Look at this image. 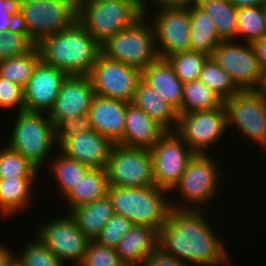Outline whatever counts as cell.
I'll use <instances>...</instances> for the list:
<instances>
[{
  "label": "cell",
  "mask_w": 266,
  "mask_h": 266,
  "mask_svg": "<svg viewBox=\"0 0 266 266\" xmlns=\"http://www.w3.org/2000/svg\"><path fill=\"white\" fill-rule=\"evenodd\" d=\"M167 193L156 185L142 188L109 186L107 196L114 214L127 218L134 225L160 231L172 209Z\"/></svg>",
  "instance_id": "cell-3"
},
{
  "label": "cell",
  "mask_w": 266,
  "mask_h": 266,
  "mask_svg": "<svg viewBox=\"0 0 266 266\" xmlns=\"http://www.w3.org/2000/svg\"><path fill=\"white\" fill-rule=\"evenodd\" d=\"M160 231L149 226L133 225L115 248L126 266H141L159 247Z\"/></svg>",
  "instance_id": "cell-22"
},
{
  "label": "cell",
  "mask_w": 266,
  "mask_h": 266,
  "mask_svg": "<svg viewBox=\"0 0 266 266\" xmlns=\"http://www.w3.org/2000/svg\"><path fill=\"white\" fill-rule=\"evenodd\" d=\"M8 266H23L16 257L12 259V261L8 264Z\"/></svg>",
  "instance_id": "cell-50"
},
{
  "label": "cell",
  "mask_w": 266,
  "mask_h": 266,
  "mask_svg": "<svg viewBox=\"0 0 266 266\" xmlns=\"http://www.w3.org/2000/svg\"><path fill=\"white\" fill-rule=\"evenodd\" d=\"M67 213L73 218L78 229L89 240H95L100 235L106 223L114 215L108 196L85 205L71 208Z\"/></svg>",
  "instance_id": "cell-25"
},
{
  "label": "cell",
  "mask_w": 266,
  "mask_h": 266,
  "mask_svg": "<svg viewBox=\"0 0 266 266\" xmlns=\"http://www.w3.org/2000/svg\"><path fill=\"white\" fill-rule=\"evenodd\" d=\"M181 114L212 110L220 107L223 100L199 79L183 84Z\"/></svg>",
  "instance_id": "cell-30"
},
{
  "label": "cell",
  "mask_w": 266,
  "mask_h": 266,
  "mask_svg": "<svg viewBox=\"0 0 266 266\" xmlns=\"http://www.w3.org/2000/svg\"><path fill=\"white\" fill-rule=\"evenodd\" d=\"M101 53L109 59L144 71L159 58L148 17L143 15L129 28L109 37L101 44Z\"/></svg>",
  "instance_id": "cell-6"
},
{
  "label": "cell",
  "mask_w": 266,
  "mask_h": 266,
  "mask_svg": "<svg viewBox=\"0 0 266 266\" xmlns=\"http://www.w3.org/2000/svg\"><path fill=\"white\" fill-rule=\"evenodd\" d=\"M141 266H186L180 260H177L173 255L166 253L158 247L151 253L142 263Z\"/></svg>",
  "instance_id": "cell-44"
},
{
  "label": "cell",
  "mask_w": 266,
  "mask_h": 266,
  "mask_svg": "<svg viewBox=\"0 0 266 266\" xmlns=\"http://www.w3.org/2000/svg\"><path fill=\"white\" fill-rule=\"evenodd\" d=\"M143 15V3L99 0L77 4V21L100 45Z\"/></svg>",
  "instance_id": "cell-5"
},
{
  "label": "cell",
  "mask_w": 266,
  "mask_h": 266,
  "mask_svg": "<svg viewBox=\"0 0 266 266\" xmlns=\"http://www.w3.org/2000/svg\"><path fill=\"white\" fill-rule=\"evenodd\" d=\"M88 76L96 95L132 103L142 72L101 53Z\"/></svg>",
  "instance_id": "cell-14"
},
{
  "label": "cell",
  "mask_w": 266,
  "mask_h": 266,
  "mask_svg": "<svg viewBox=\"0 0 266 266\" xmlns=\"http://www.w3.org/2000/svg\"><path fill=\"white\" fill-rule=\"evenodd\" d=\"M108 189L109 181L106 169H91L64 198L68 202L70 210L106 197Z\"/></svg>",
  "instance_id": "cell-29"
},
{
  "label": "cell",
  "mask_w": 266,
  "mask_h": 266,
  "mask_svg": "<svg viewBox=\"0 0 266 266\" xmlns=\"http://www.w3.org/2000/svg\"><path fill=\"white\" fill-rule=\"evenodd\" d=\"M240 90H261L265 75L251 43L221 41L211 56Z\"/></svg>",
  "instance_id": "cell-10"
},
{
  "label": "cell",
  "mask_w": 266,
  "mask_h": 266,
  "mask_svg": "<svg viewBox=\"0 0 266 266\" xmlns=\"http://www.w3.org/2000/svg\"><path fill=\"white\" fill-rule=\"evenodd\" d=\"M251 44L255 50L260 67L266 76V36L262 37L261 39L254 40Z\"/></svg>",
  "instance_id": "cell-46"
},
{
  "label": "cell",
  "mask_w": 266,
  "mask_h": 266,
  "mask_svg": "<svg viewBox=\"0 0 266 266\" xmlns=\"http://www.w3.org/2000/svg\"><path fill=\"white\" fill-rule=\"evenodd\" d=\"M36 178L0 179V212L9 217L23 212L31 206L32 191ZM32 200V201H31Z\"/></svg>",
  "instance_id": "cell-26"
},
{
  "label": "cell",
  "mask_w": 266,
  "mask_h": 266,
  "mask_svg": "<svg viewBox=\"0 0 266 266\" xmlns=\"http://www.w3.org/2000/svg\"><path fill=\"white\" fill-rule=\"evenodd\" d=\"M19 0H0V34L20 27Z\"/></svg>",
  "instance_id": "cell-43"
},
{
  "label": "cell",
  "mask_w": 266,
  "mask_h": 266,
  "mask_svg": "<svg viewBox=\"0 0 266 266\" xmlns=\"http://www.w3.org/2000/svg\"><path fill=\"white\" fill-rule=\"evenodd\" d=\"M76 4H79L83 0H73Z\"/></svg>",
  "instance_id": "cell-53"
},
{
  "label": "cell",
  "mask_w": 266,
  "mask_h": 266,
  "mask_svg": "<svg viewBox=\"0 0 266 266\" xmlns=\"http://www.w3.org/2000/svg\"><path fill=\"white\" fill-rule=\"evenodd\" d=\"M20 27L37 45L44 37L71 27L77 21L73 0H44L20 3Z\"/></svg>",
  "instance_id": "cell-8"
},
{
  "label": "cell",
  "mask_w": 266,
  "mask_h": 266,
  "mask_svg": "<svg viewBox=\"0 0 266 266\" xmlns=\"http://www.w3.org/2000/svg\"><path fill=\"white\" fill-rule=\"evenodd\" d=\"M95 95L88 75H68L48 115L53 125L66 118L88 115Z\"/></svg>",
  "instance_id": "cell-17"
},
{
  "label": "cell",
  "mask_w": 266,
  "mask_h": 266,
  "mask_svg": "<svg viewBox=\"0 0 266 266\" xmlns=\"http://www.w3.org/2000/svg\"><path fill=\"white\" fill-rule=\"evenodd\" d=\"M150 152L154 183L168 192L178 183L188 162L196 154L175 131H167Z\"/></svg>",
  "instance_id": "cell-13"
},
{
  "label": "cell",
  "mask_w": 266,
  "mask_h": 266,
  "mask_svg": "<svg viewBox=\"0 0 266 266\" xmlns=\"http://www.w3.org/2000/svg\"><path fill=\"white\" fill-rule=\"evenodd\" d=\"M48 162L50 171L54 173L59 184L60 192L67 196L80 182L81 179L91 170L75 159L69 158L60 151L58 155Z\"/></svg>",
  "instance_id": "cell-32"
},
{
  "label": "cell",
  "mask_w": 266,
  "mask_h": 266,
  "mask_svg": "<svg viewBox=\"0 0 266 266\" xmlns=\"http://www.w3.org/2000/svg\"><path fill=\"white\" fill-rule=\"evenodd\" d=\"M114 143L95 130L64 138L58 150L90 169H106Z\"/></svg>",
  "instance_id": "cell-19"
},
{
  "label": "cell",
  "mask_w": 266,
  "mask_h": 266,
  "mask_svg": "<svg viewBox=\"0 0 266 266\" xmlns=\"http://www.w3.org/2000/svg\"><path fill=\"white\" fill-rule=\"evenodd\" d=\"M203 84L214 91L222 100L230 98L240 90L230 76L209 57L198 78Z\"/></svg>",
  "instance_id": "cell-33"
},
{
  "label": "cell",
  "mask_w": 266,
  "mask_h": 266,
  "mask_svg": "<svg viewBox=\"0 0 266 266\" xmlns=\"http://www.w3.org/2000/svg\"><path fill=\"white\" fill-rule=\"evenodd\" d=\"M190 50L212 56L222 41L212 18L196 4L190 6Z\"/></svg>",
  "instance_id": "cell-27"
},
{
  "label": "cell",
  "mask_w": 266,
  "mask_h": 266,
  "mask_svg": "<svg viewBox=\"0 0 266 266\" xmlns=\"http://www.w3.org/2000/svg\"><path fill=\"white\" fill-rule=\"evenodd\" d=\"M39 170L20 153L7 145L0 149V179L5 178H37Z\"/></svg>",
  "instance_id": "cell-34"
},
{
  "label": "cell",
  "mask_w": 266,
  "mask_h": 266,
  "mask_svg": "<svg viewBox=\"0 0 266 266\" xmlns=\"http://www.w3.org/2000/svg\"><path fill=\"white\" fill-rule=\"evenodd\" d=\"M0 108L25 110L24 88L0 76ZM18 108V109H17Z\"/></svg>",
  "instance_id": "cell-41"
},
{
  "label": "cell",
  "mask_w": 266,
  "mask_h": 266,
  "mask_svg": "<svg viewBox=\"0 0 266 266\" xmlns=\"http://www.w3.org/2000/svg\"><path fill=\"white\" fill-rule=\"evenodd\" d=\"M91 121L88 115L72 119L66 118L54 126L55 141L59 144L64 138L71 137L80 132L92 130Z\"/></svg>",
  "instance_id": "cell-42"
},
{
  "label": "cell",
  "mask_w": 266,
  "mask_h": 266,
  "mask_svg": "<svg viewBox=\"0 0 266 266\" xmlns=\"http://www.w3.org/2000/svg\"><path fill=\"white\" fill-rule=\"evenodd\" d=\"M79 266H126L114 248L90 240Z\"/></svg>",
  "instance_id": "cell-39"
},
{
  "label": "cell",
  "mask_w": 266,
  "mask_h": 266,
  "mask_svg": "<svg viewBox=\"0 0 266 266\" xmlns=\"http://www.w3.org/2000/svg\"><path fill=\"white\" fill-rule=\"evenodd\" d=\"M217 162V159L209 153L195 154L191 158L180 180L171 190L172 192H177V196H180V201H182V203H180L178 200V204L177 201H175V203L174 200L172 202L170 199L172 209H205V204H207L208 200L210 201L218 191V183L222 177V173L219 170L220 163L217 165ZM201 206L203 208H201Z\"/></svg>",
  "instance_id": "cell-7"
},
{
  "label": "cell",
  "mask_w": 266,
  "mask_h": 266,
  "mask_svg": "<svg viewBox=\"0 0 266 266\" xmlns=\"http://www.w3.org/2000/svg\"><path fill=\"white\" fill-rule=\"evenodd\" d=\"M229 2L240 11L252 6H265L266 0H229Z\"/></svg>",
  "instance_id": "cell-47"
},
{
  "label": "cell",
  "mask_w": 266,
  "mask_h": 266,
  "mask_svg": "<svg viewBox=\"0 0 266 266\" xmlns=\"http://www.w3.org/2000/svg\"><path fill=\"white\" fill-rule=\"evenodd\" d=\"M144 11H148V2L153 3L157 8L162 7H190L193 4H196V0H142Z\"/></svg>",
  "instance_id": "cell-45"
},
{
  "label": "cell",
  "mask_w": 266,
  "mask_h": 266,
  "mask_svg": "<svg viewBox=\"0 0 266 266\" xmlns=\"http://www.w3.org/2000/svg\"><path fill=\"white\" fill-rule=\"evenodd\" d=\"M37 47L44 63L68 75H89L101 54V45L78 21L44 37Z\"/></svg>",
  "instance_id": "cell-2"
},
{
  "label": "cell",
  "mask_w": 266,
  "mask_h": 266,
  "mask_svg": "<svg viewBox=\"0 0 266 266\" xmlns=\"http://www.w3.org/2000/svg\"><path fill=\"white\" fill-rule=\"evenodd\" d=\"M261 90L264 92L266 96V76H265V82H264L263 88Z\"/></svg>",
  "instance_id": "cell-52"
},
{
  "label": "cell",
  "mask_w": 266,
  "mask_h": 266,
  "mask_svg": "<svg viewBox=\"0 0 266 266\" xmlns=\"http://www.w3.org/2000/svg\"><path fill=\"white\" fill-rule=\"evenodd\" d=\"M142 80L181 114L183 82L166 59L158 58L142 71Z\"/></svg>",
  "instance_id": "cell-23"
},
{
  "label": "cell",
  "mask_w": 266,
  "mask_h": 266,
  "mask_svg": "<svg viewBox=\"0 0 266 266\" xmlns=\"http://www.w3.org/2000/svg\"><path fill=\"white\" fill-rule=\"evenodd\" d=\"M15 257L14 252L10 248L0 243V266H8Z\"/></svg>",
  "instance_id": "cell-48"
},
{
  "label": "cell",
  "mask_w": 266,
  "mask_h": 266,
  "mask_svg": "<svg viewBox=\"0 0 266 266\" xmlns=\"http://www.w3.org/2000/svg\"><path fill=\"white\" fill-rule=\"evenodd\" d=\"M36 44L21 28L0 34V60L28 53Z\"/></svg>",
  "instance_id": "cell-38"
},
{
  "label": "cell",
  "mask_w": 266,
  "mask_h": 266,
  "mask_svg": "<svg viewBox=\"0 0 266 266\" xmlns=\"http://www.w3.org/2000/svg\"><path fill=\"white\" fill-rule=\"evenodd\" d=\"M40 60L41 54L35 45L26 54L0 60V76L24 88Z\"/></svg>",
  "instance_id": "cell-31"
},
{
  "label": "cell",
  "mask_w": 266,
  "mask_h": 266,
  "mask_svg": "<svg viewBox=\"0 0 266 266\" xmlns=\"http://www.w3.org/2000/svg\"><path fill=\"white\" fill-rule=\"evenodd\" d=\"M238 38L252 43L266 36V14L264 6L246 8L238 17Z\"/></svg>",
  "instance_id": "cell-35"
},
{
  "label": "cell",
  "mask_w": 266,
  "mask_h": 266,
  "mask_svg": "<svg viewBox=\"0 0 266 266\" xmlns=\"http://www.w3.org/2000/svg\"><path fill=\"white\" fill-rule=\"evenodd\" d=\"M226 131V114L222 104L212 110L179 114L175 132L196 154H206L207 149L222 140Z\"/></svg>",
  "instance_id": "cell-15"
},
{
  "label": "cell",
  "mask_w": 266,
  "mask_h": 266,
  "mask_svg": "<svg viewBox=\"0 0 266 266\" xmlns=\"http://www.w3.org/2000/svg\"><path fill=\"white\" fill-rule=\"evenodd\" d=\"M32 1H44V0H19L20 3L32 2Z\"/></svg>",
  "instance_id": "cell-51"
},
{
  "label": "cell",
  "mask_w": 266,
  "mask_h": 266,
  "mask_svg": "<svg viewBox=\"0 0 266 266\" xmlns=\"http://www.w3.org/2000/svg\"><path fill=\"white\" fill-rule=\"evenodd\" d=\"M15 255L23 266H65L36 236Z\"/></svg>",
  "instance_id": "cell-37"
},
{
  "label": "cell",
  "mask_w": 266,
  "mask_h": 266,
  "mask_svg": "<svg viewBox=\"0 0 266 266\" xmlns=\"http://www.w3.org/2000/svg\"><path fill=\"white\" fill-rule=\"evenodd\" d=\"M206 217L202 209H171L159 247L186 266H230L227 247Z\"/></svg>",
  "instance_id": "cell-1"
},
{
  "label": "cell",
  "mask_w": 266,
  "mask_h": 266,
  "mask_svg": "<svg viewBox=\"0 0 266 266\" xmlns=\"http://www.w3.org/2000/svg\"><path fill=\"white\" fill-rule=\"evenodd\" d=\"M106 173L109 186L142 188L155 185L150 149L115 144Z\"/></svg>",
  "instance_id": "cell-12"
},
{
  "label": "cell",
  "mask_w": 266,
  "mask_h": 266,
  "mask_svg": "<svg viewBox=\"0 0 266 266\" xmlns=\"http://www.w3.org/2000/svg\"><path fill=\"white\" fill-rule=\"evenodd\" d=\"M133 225L127 218L114 214L103 227L95 241L115 249Z\"/></svg>",
  "instance_id": "cell-40"
},
{
  "label": "cell",
  "mask_w": 266,
  "mask_h": 266,
  "mask_svg": "<svg viewBox=\"0 0 266 266\" xmlns=\"http://www.w3.org/2000/svg\"><path fill=\"white\" fill-rule=\"evenodd\" d=\"M226 126L235 124L242 135L266 150V96L262 90H243L223 100Z\"/></svg>",
  "instance_id": "cell-9"
},
{
  "label": "cell",
  "mask_w": 266,
  "mask_h": 266,
  "mask_svg": "<svg viewBox=\"0 0 266 266\" xmlns=\"http://www.w3.org/2000/svg\"><path fill=\"white\" fill-rule=\"evenodd\" d=\"M196 5L212 18L222 41L237 39V22L242 11L234 7L229 0H196Z\"/></svg>",
  "instance_id": "cell-28"
},
{
  "label": "cell",
  "mask_w": 266,
  "mask_h": 266,
  "mask_svg": "<svg viewBox=\"0 0 266 266\" xmlns=\"http://www.w3.org/2000/svg\"><path fill=\"white\" fill-rule=\"evenodd\" d=\"M83 1H99V0H83ZM113 1H120L123 3H143L142 0H113Z\"/></svg>",
  "instance_id": "cell-49"
},
{
  "label": "cell",
  "mask_w": 266,
  "mask_h": 266,
  "mask_svg": "<svg viewBox=\"0 0 266 266\" xmlns=\"http://www.w3.org/2000/svg\"><path fill=\"white\" fill-rule=\"evenodd\" d=\"M128 104L95 94L88 111L93 130L118 144L124 135Z\"/></svg>",
  "instance_id": "cell-20"
},
{
  "label": "cell",
  "mask_w": 266,
  "mask_h": 266,
  "mask_svg": "<svg viewBox=\"0 0 266 266\" xmlns=\"http://www.w3.org/2000/svg\"><path fill=\"white\" fill-rule=\"evenodd\" d=\"M132 103L167 131H176L178 111L142 79L137 85Z\"/></svg>",
  "instance_id": "cell-24"
},
{
  "label": "cell",
  "mask_w": 266,
  "mask_h": 266,
  "mask_svg": "<svg viewBox=\"0 0 266 266\" xmlns=\"http://www.w3.org/2000/svg\"><path fill=\"white\" fill-rule=\"evenodd\" d=\"M16 114L6 145L42 171L46 161L51 160L52 148L58 145L54 125L48 113L23 110Z\"/></svg>",
  "instance_id": "cell-4"
},
{
  "label": "cell",
  "mask_w": 266,
  "mask_h": 266,
  "mask_svg": "<svg viewBox=\"0 0 266 266\" xmlns=\"http://www.w3.org/2000/svg\"><path fill=\"white\" fill-rule=\"evenodd\" d=\"M53 218L34 232L37 238L65 265L75 261L80 265L90 240L78 229L73 218L62 215Z\"/></svg>",
  "instance_id": "cell-16"
},
{
  "label": "cell",
  "mask_w": 266,
  "mask_h": 266,
  "mask_svg": "<svg viewBox=\"0 0 266 266\" xmlns=\"http://www.w3.org/2000/svg\"><path fill=\"white\" fill-rule=\"evenodd\" d=\"M167 132L133 103L127 105L125 130L119 145L129 148L151 149Z\"/></svg>",
  "instance_id": "cell-21"
},
{
  "label": "cell",
  "mask_w": 266,
  "mask_h": 266,
  "mask_svg": "<svg viewBox=\"0 0 266 266\" xmlns=\"http://www.w3.org/2000/svg\"><path fill=\"white\" fill-rule=\"evenodd\" d=\"M208 58L209 56L204 53L190 50L167 57L166 60L173 67L179 79L186 83L199 78Z\"/></svg>",
  "instance_id": "cell-36"
},
{
  "label": "cell",
  "mask_w": 266,
  "mask_h": 266,
  "mask_svg": "<svg viewBox=\"0 0 266 266\" xmlns=\"http://www.w3.org/2000/svg\"><path fill=\"white\" fill-rule=\"evenodd\" d=\"M67 76L61 69L40 60L24 87L25 110L49 113Z\"/></svg>",
  "instance_id": "cell-18"
},
{
  "label": "cell",
  "mask_w": 266,
  "mask_h": 266,
  "mask_svg": "<svg viewBox=\"0 0 266 266\" xmlns=\"http://www.w3.org/2000/svg\"><path fill=\"white\" fill-rule=\"evenodd\" d=\"M144 15L152 16L148 20L153 28L159 58L190 51V7H162L152 15L150 11H144Z\"/></svg>",
  "instance_id": "cell-11"
}]
</instances>
